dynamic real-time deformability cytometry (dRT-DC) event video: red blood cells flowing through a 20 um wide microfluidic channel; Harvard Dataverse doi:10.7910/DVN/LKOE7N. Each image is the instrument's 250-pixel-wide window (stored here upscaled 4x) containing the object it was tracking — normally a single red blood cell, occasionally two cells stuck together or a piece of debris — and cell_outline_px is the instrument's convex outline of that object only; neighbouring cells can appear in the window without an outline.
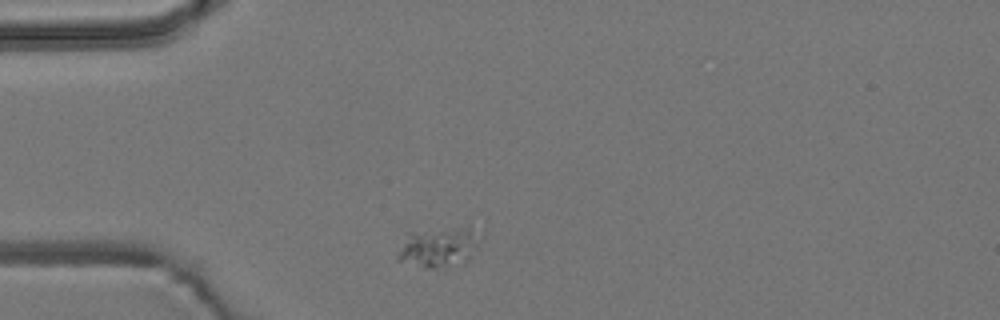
{"species": "common noctule bat (a hibernating species)", "species_latin": "Nyctalus noctula", "temperature_condition": "room temperature", "stored_images_in_passage": 7, "camera_frame_rate_fps": 3000, "um_per_image_px": 0.085, "animal": {"sex": "male", "body_mass_g": 19.2, "forearm_length_mm": 51.8}, "frame": {"image": 1, "passage_image": 1, "time_ms": 0.0, "image_size_px": [1000, 320], "cell_outline_px": [[484, 236], [480, 244], [472, 256], [468, 260], [432, 268], [424, 268], [396, 260], [396, 256], [408, 232], [468, 224], [484, 228]], "centroid_in_image_um": [37.44, 20.9], "position_along_channel_um": 47.6, "area_um2": 20.29}}
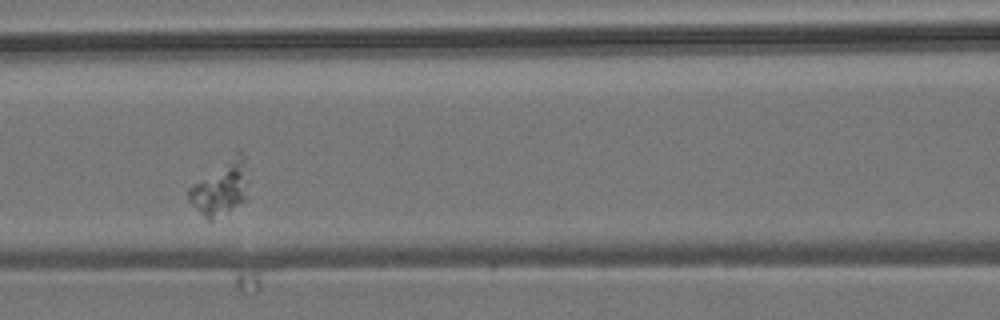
{"frame": {"image": 2, "passage_image": 4, "time_ms": 3.333, "image_size_px": [1000, 320], "cell_outline_px": [[248, 196], [244, 200], [212, 220], [208, 220], [188, 200], [188, 188], [192, 184], [240, 148], [244, 156], [248, 180]], "centroid_in_image_um": [18.78, 15.91], "position_along_channel_um": 147.8, "area_um2": 18.79}}
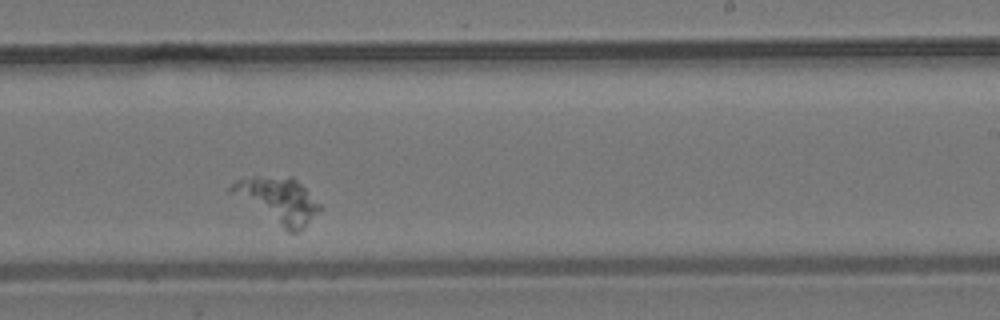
{"frame": {"image": 3, "passage_image": 7, "time_ms": 6.667, "image_size_px": [1000, 320], "cell_outline_px": [[320, 208], [300, 232], [288, 232], [228, 192], [228, 188], [236, 180], [256, 176], [292, 176], [320, 204]], "centroid_in_image_um": [23.59, 17.01], "position_along_channel_um": 265.4, "area_um2": 23.24}}